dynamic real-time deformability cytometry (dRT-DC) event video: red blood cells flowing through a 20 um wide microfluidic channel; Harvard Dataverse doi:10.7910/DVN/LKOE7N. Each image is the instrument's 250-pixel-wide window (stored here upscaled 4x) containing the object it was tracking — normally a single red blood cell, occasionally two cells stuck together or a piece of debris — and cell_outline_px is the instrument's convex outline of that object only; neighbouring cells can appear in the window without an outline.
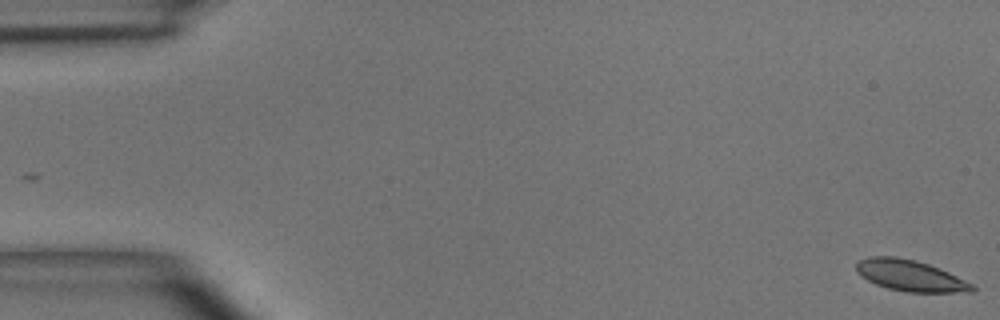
{"species": "common noctule bat (a hibernating species)", "species_latin": "Nyctalus noctula", "temperature_condition": "room temperature", "stored_images_in_passage": 51, "camera_frame_rate_fps": 3000, "um_per_image_px": 0.085, "animal": {"sex": "male", "body_mass_g": 15.6}, "frame": {"image": 1, "passage_image": 1, "time_ms": 0.0, "image_size_px": [1000, 320], "cell_outline_px": [[976, 288], [972, 292], [908, 292], [888, 288], [876, 284], [860, 276], [856, 272], [856, 260], [868, 256], [896, 256], [916, 260], [928, 264], [948, 272], [972, 284]], "centroid_in_image_um": [77.31, 23.41], "position_along_channel_um": 7.7, "area_um2": 21.04}}
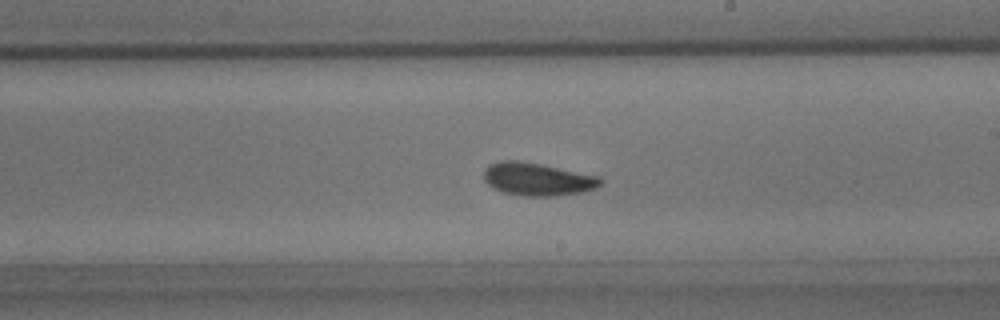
{"frame": {"image": 2, "passage_image": 30, "time_ms": 9.667, "image_size_px": [1000, 320], "cell_outline_px": [[604, 180], [596, 188], [584, 192], [556, 196], [524, 196], [504, 192], [492, 188], [484, 180], [484, 172], [492, 164], [500, 160], [516, 160], [540, 164], [600, 176]], "centroid_in_image_um": [45.72, 15.24], "position_along_channel_um": 243.3, "area_um2": 22.31}}
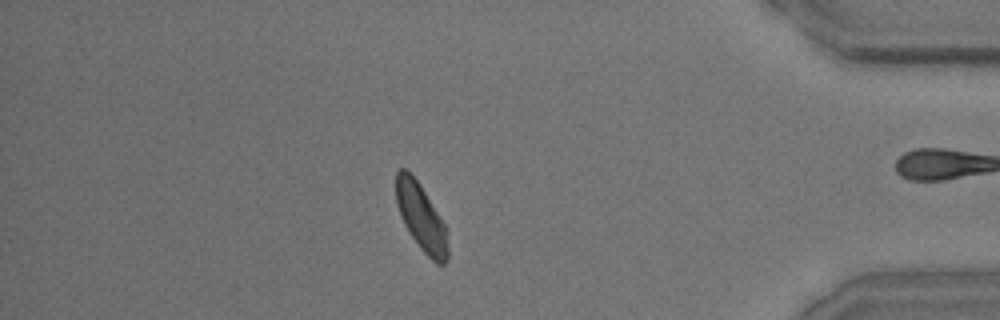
{"frame": {"image": 3, "passage_image": 45, "time_ms": 14.667, "image_size_px": [1000, 320], "cell_outline_px": [[448, 260], [444, 264], [436, 264], [420, 248], [404, 224], [396, 204], [396, 172], [400, 168], [404, 168], [416, 180], [448, 228]], "centroid_in_image_um": [35.83, 18.52], "position_along_channel_um": 399.4, "area_um2": 20.06}, "authors_computed_cell_mechanics": {"area_um2": 21.2126, "velocity_mm_per_s": 3.8751, "shape_relaxation_time_tau1_ms": 3.9618, "shape_relaxation_time_tau2_ms": 2.5723, "deformation_change_tau1": 0.1029, "deformation_change_tau2": 0.0629}}